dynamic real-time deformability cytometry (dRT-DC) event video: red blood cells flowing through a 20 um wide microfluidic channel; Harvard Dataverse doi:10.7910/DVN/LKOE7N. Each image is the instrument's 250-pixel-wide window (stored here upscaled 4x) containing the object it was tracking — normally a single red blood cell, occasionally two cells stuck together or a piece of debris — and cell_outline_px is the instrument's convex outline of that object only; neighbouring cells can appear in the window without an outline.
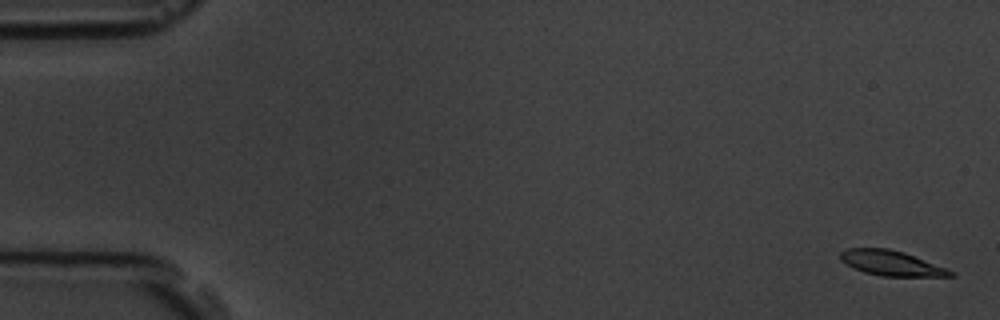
{"species": "common noctule bat (a hibernating species)", "species_latin": "Nyctalus noctula", "temperature_condition": "room temperature", "stored_images_in_passage": 6, "segment_of_instrument_passage": [2, 2], "camera_frame_rate_fps": 3000, "um_per_image_px": 0.085, "animal": {"sex": "male", "body_mass_g": 19.5, "forearm_length_mm": 54.6}, "frame": {"image": 1, "passage_image": 6, "time_ms": 6.0, "image_size_px": [1000, 320], "cell_outline_px": [[956, 276], [880, 276], [864, 272], [840, 260], [840, 252], [844, 248], [888, 248], [904, 252], [956, 272]], "centroid_in_image_um": [75.76, 22.36], "position_along_channel_um": 9.2, "area_um2": 15.95}}